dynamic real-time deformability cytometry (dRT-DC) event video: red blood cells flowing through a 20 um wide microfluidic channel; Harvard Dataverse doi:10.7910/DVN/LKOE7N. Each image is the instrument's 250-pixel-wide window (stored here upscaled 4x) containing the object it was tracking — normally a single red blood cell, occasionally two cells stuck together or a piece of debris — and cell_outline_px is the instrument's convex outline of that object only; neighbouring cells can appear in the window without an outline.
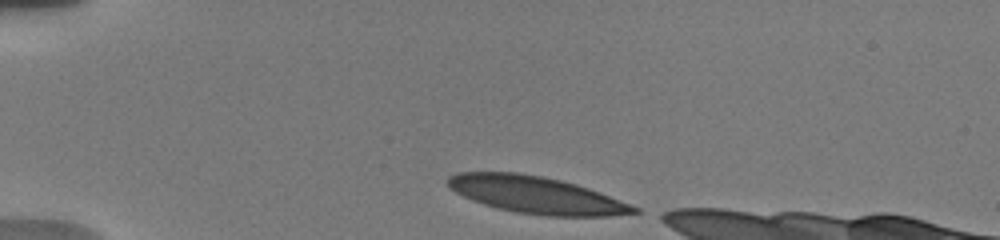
{"species": "human", "species_latin": "Homo sapiens", "temperature_condition": "warm", "stored_images_in_passage": 6, "camera_frame_rate_fps": 3000, "um_per_image_px": 0.085, "donor": {"sex": "male"}, "frame": {"image": 1, "passage_image": 1, "time_ms": 0.0, "image_size_px": [1000, 240], "cell_outline_px": [[640, 212], [608, 216], [548, 216], [516, 212], [484, 204], [472, 200], [456, 192], [448, 184], [448, 176], [456, 172], [516, 172], [540, 176], [560, 180], [576, 184], [588, 188], [640, 208]], "centroid_in_image_um": [45.57, 16.57], "position_along_channel_um": 39.4, "area_um2": 39.65}}
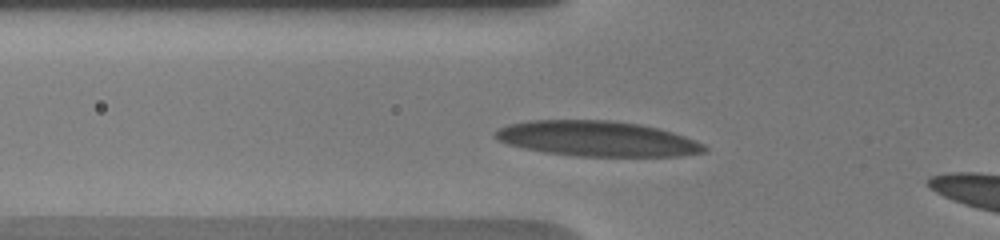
{"frame": {"image": 2, "passage_image": 4, "time_ms": 2.333, "image_size_px": [1000, 240], "cell_outline_px": [[708, 148], [704, 152], [680, 156], [576, 156], [544, 152], [524, 148], [508, 144], [496, 140], [492, 136], [492, 132], [508, 124], [528, 120], [608, 120], [640, 124], [672, 132], [684, 136], [704, 144]], "centroid_in_image_um": [50.7, 11.79], "position_along_channel_um": 75.1, "area_um2": 43.06}}
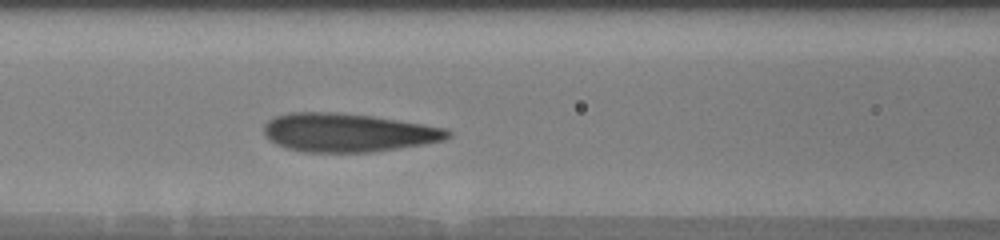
{"frame": {"image": 3, "passage_image": 6, "time_ms": 4.0, "image_size_px": [1000, 240], "cell_outline_px": [[452, 136], [444, 140], [424, 144], [372, 152], [304, 152], [288, 148], [276, 144], [264, 132], [264, 124], [268, 120], [276, 116], [292, 112], [336, 112], [372, 116], [424, 124], [448, 128], [452, 132]], "centroid_in_image_um": [29.62, 11.27], "position_along_channel_um": 137.0, "area_um2": 41.27}}